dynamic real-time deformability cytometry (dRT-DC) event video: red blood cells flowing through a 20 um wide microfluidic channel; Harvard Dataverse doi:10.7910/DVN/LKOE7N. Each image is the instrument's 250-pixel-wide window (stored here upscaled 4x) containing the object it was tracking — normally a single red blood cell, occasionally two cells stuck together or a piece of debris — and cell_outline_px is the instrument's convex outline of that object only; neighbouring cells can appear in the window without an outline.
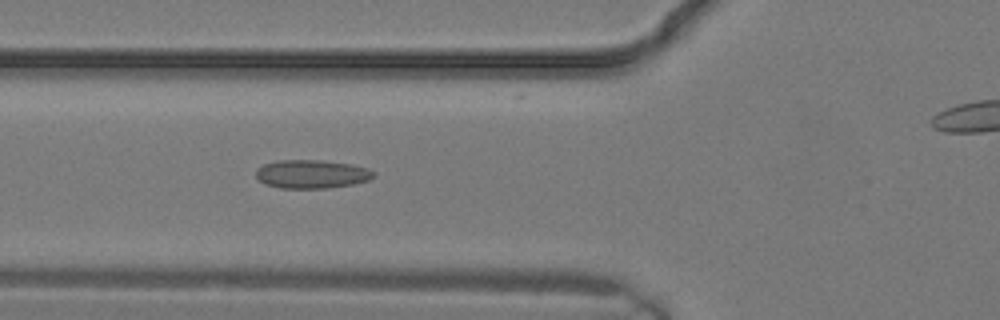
{"species": "common noctule bat (a hibernating species)", "species_latin": "Nyctalus noctula", "temperature_condition": "warm", "stored_images_in_passage": 8, "camera_frame_rate_fps": 3000, "um_per_image_px": 0.085, "animal": {"sex": "male", "body_mass_g": 19.2, "forearm_length_mm": 51.8}, "frame": {"image": 1, "passage_image": 8, "time_ms": 2.333, "image_size_px": [1000, 320], "cell_outline_px": [[376, 176], [368, 180], [352, 184], [324, 188], [280, 188], [264, 184], [256, 176], [256, 168], [264, 164], [276, 160], [324, 160], [352, 164], [368, 168], [376, 172]], "centroid_in_image_um": [26.5, 14.78], "position_along_channel_um": 99.3, "area_um2": 19.71}}